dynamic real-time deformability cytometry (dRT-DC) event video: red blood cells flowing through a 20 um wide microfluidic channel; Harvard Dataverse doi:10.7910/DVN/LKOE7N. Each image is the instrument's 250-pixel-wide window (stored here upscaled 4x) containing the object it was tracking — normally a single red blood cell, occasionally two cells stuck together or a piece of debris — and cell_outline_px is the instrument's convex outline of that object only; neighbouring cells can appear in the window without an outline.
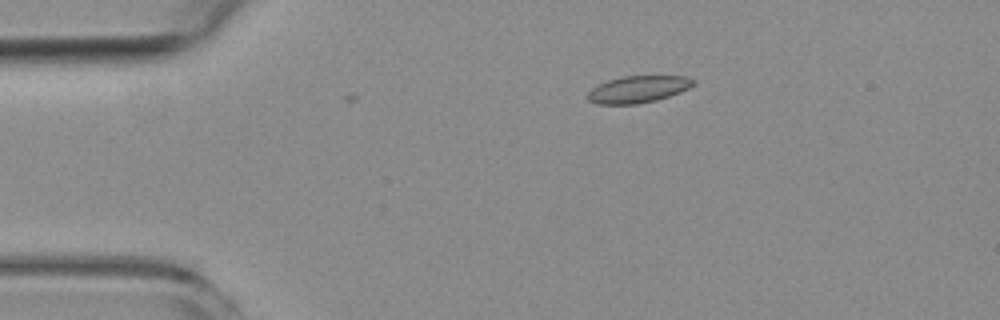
{"species": "common noctule bat (a hibernating species)", "species_latin": "Nyctalus noctula", "temperature_condition": "room temperature", "stored_images_in_passage": 6, "camera_frame_rate_fps": 3000, "um_per_image_px": 0.085, "animal": {"sex": "female", "body_mass_g": 19.3, "forearm_length_mm": 54.1}, "frame": {"image": 1, "passage_image": 6, "time_ms": 6.0, "image_size_px": [1000, 320], "cell_outline_px": [[696, 80], [688, 88], [680, 92], [656, 100], [636, 104], [596, 104], [588, 100], [588, 92], [592, 88], [608, 80], [624, 76], [688, 76]], "centroid_in_image_um": [54.23, 7.59], "position_along_channel_um": 30.8, "area_um2": 16.42}}